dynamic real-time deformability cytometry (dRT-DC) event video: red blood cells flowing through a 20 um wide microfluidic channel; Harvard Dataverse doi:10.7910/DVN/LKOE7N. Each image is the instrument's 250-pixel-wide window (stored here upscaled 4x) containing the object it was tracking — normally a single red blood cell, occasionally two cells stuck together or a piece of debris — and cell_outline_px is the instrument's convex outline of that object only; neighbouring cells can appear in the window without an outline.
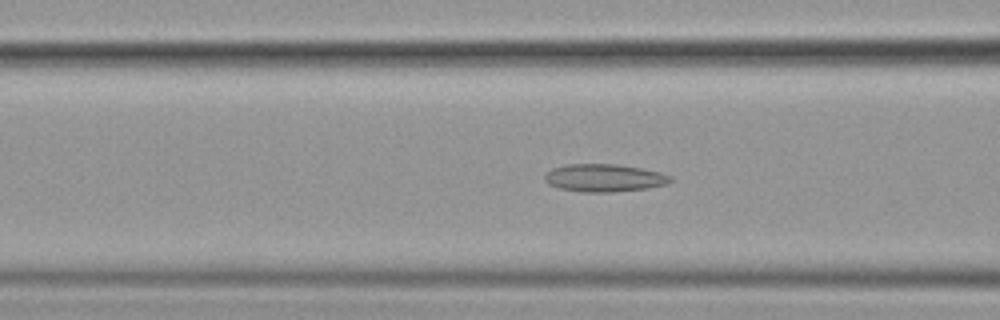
{"species": "common noctule bat (a hibernating species)", "species_latin": "Nyctalus noctula", "temperature_condition": "cold", "stored_images_in_passage": 49, "camera_frame_rate_fps": 3000, "um_per_image_px": 0.085, "animal": {"sex": "female", "body_mass_g": 19.9}, "frame": {"image": 1, "passage_image": 22, "time_ms": 7.0, "image_size_px": [1000, 320], "cell_outline_px": [[672, 180], [668, 184], [648, 188], [612, 192], [584, 192], [560, 188], [548, 184], [544, 180], [544, 176], [552, 168], [564, 164], [616, 164], [640, 168], [660, 172], [672, 176]], "centroid_in_image_um": [51.36, 15.12], "position_along_channel_um": 115.2, "area_um2": 20.35}}
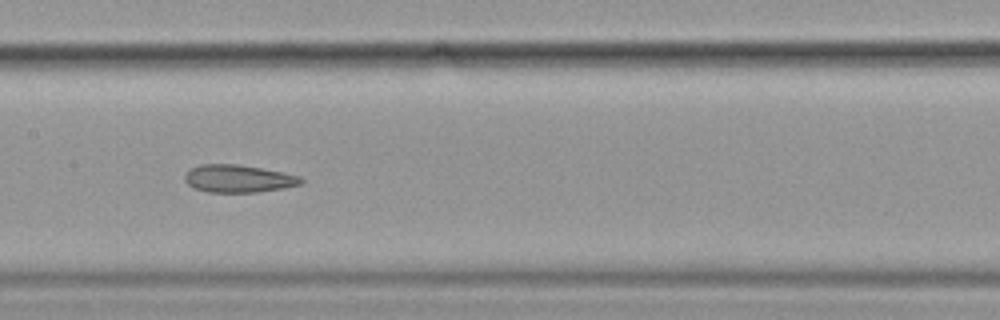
{"frame": {"image": 2, "passage_image": 28, "time_ms": 9.0, "image_size_px": [1000, 320], "cell_outline_px": [[304, 184], [284, 188], [256, 192], [208, 192], [192, 188], [184, 180], [184, 172], [200, 164], [236, 164], [284, 172], [300, 176], [304, 180]], "centroid_in_image_um": [20.26, 15.18], "position_along_channel_um": 187.1, "area_um2": 18.9}}
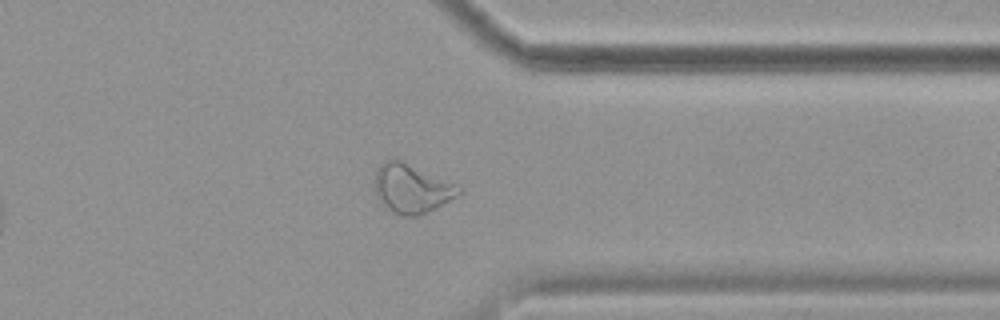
{"frame": {"image": 3, "passage_image": 44, "time_ms": 14.333, "image_size_px": [1000, 320], "cell_outline_px": [[464, 192], [460, 196], [416, 216], [400, 216], [388, 208], [376, 196], [376, 168], [380, 164], [392, 156], [464, 188]], "centroid_in_image_um": [35.01, 16.0], "position_along_channel_um": 376.4, "area_um2": 23.81}, "authors_computed_cell_mechanics": {"area_um2": 21.7328, "velocity_mm_per_s": 3.5927, "shape_relaxation_time_tau1_ms": null, "shape_relaxation_time_tau2_ms": 3.1036, "deformation_change_tau1": null, "deformation_change_tau2": 0.1106}}